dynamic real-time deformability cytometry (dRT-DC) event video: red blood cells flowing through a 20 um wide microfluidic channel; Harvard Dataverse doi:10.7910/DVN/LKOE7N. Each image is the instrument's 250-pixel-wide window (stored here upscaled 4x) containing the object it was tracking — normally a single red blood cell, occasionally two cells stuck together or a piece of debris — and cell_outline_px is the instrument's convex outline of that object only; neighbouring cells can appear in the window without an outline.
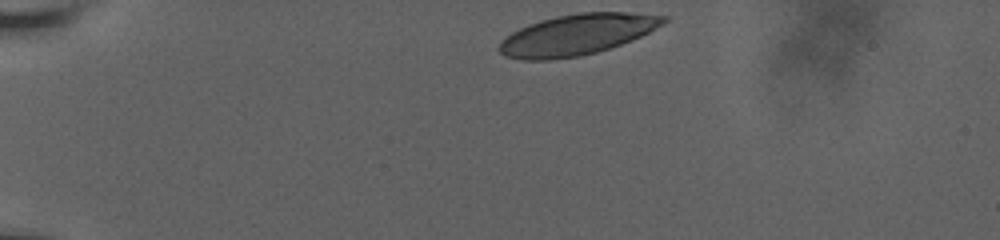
{"species": "human", "species_latin": "Homo sapiens", "temperature_condition": "room temperature", "stored_images_in_passage": 38, "camera_frame_rate_fps": 3000, "um_per_image_px": 0.085, "donor": {"sex": "male"}, "frame": {"image": 1, "passage_image": 1, "time_ms": 0.0, "image_size_px": [1000, 240], "cell_outline_px": [[668, 20], [648, 32], [640, 36], [620, 44], [596, 52], [580, 56], [548, 60], [520, 60], [504, 56], [496, 48], [500, 40], [512, 32], [528, 24], [540, 20], [556, 16], [580, 12], [624, 12], [668, 16]], "centroid_in_image_um": [48.97, 2.95], "position_along_channel_um": 36.0, "area_um2": 39.02}}
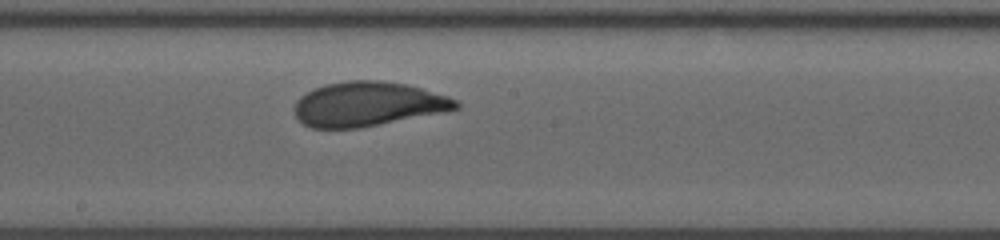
{"frame": {"image": 2, "passage_image": 22, "time_ms": 7.0, "image_size_px": [1000, 240], "cell_outline_px": [[460, 108], [360, 128], [312, 128], [304, 124], [296, 116], [292, 108], [296, 100], [300, 96], [324, 84], [348, 80], [380, 80], [408, 84], [448, 96], [460, 100]], "centroid_in_image_um": [31.25, 8.83], "position_along_channel_um": 217.0, "area_um2": 41.85}}
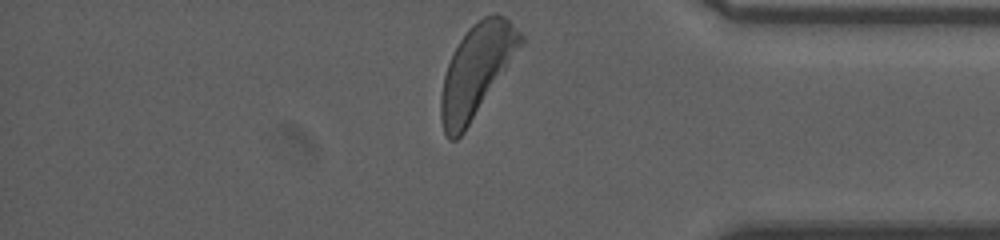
{"frame": {"image": 3, "passage_image": 38, "time_ms": 12.333, "image_size_px": [1000, 240], "cell_outline_px": [[524, 40], [464, 132], [456, 140], [448, 140], [444, 132], [440, 120], [440, 96], [444, 76], [452, 52], [468, 28], [472, 24], [484, 16], [496, 12], [504, 16], [524, 36]], "centroid_in_image_um": [40.45, 5.99], "position_along_channel_um": 394.8, "area_um2": 41.73}, "authors_computed_cell_mechanics": {"area_um2": 41.4426, "velocity_mm_per_s": 3.6231, "shape_relaxation_time_tau1_ms": 3.5737, "shape_relaxation_time_tau2_ms": 1.0283, "deformation_change_tau1": 0.1676, "deformation_change_tau2": 0.0602}}